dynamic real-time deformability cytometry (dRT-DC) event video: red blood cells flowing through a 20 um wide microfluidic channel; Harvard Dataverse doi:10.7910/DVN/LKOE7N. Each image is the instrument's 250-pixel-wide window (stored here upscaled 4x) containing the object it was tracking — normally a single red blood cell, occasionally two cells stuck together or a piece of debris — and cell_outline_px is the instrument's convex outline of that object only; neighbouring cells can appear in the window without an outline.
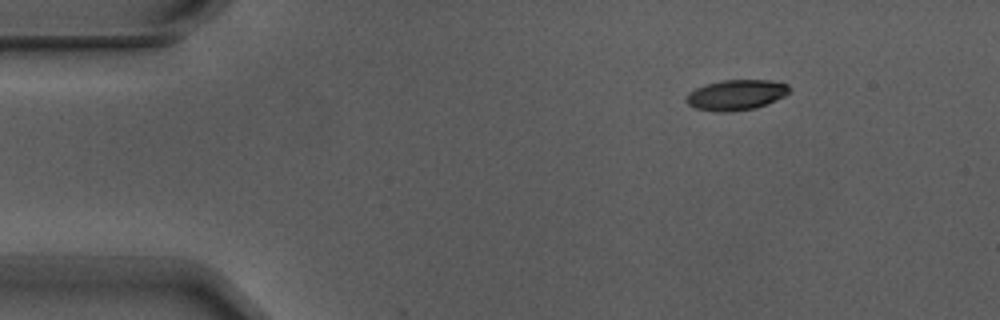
{"species": "Egyptian fruit bat (a non-hibernating species)", "species_latin": "Rousettus aegyptiacus", "temperature_condition": "warm", "stored_images_in_passage": 3, "camera_frame_rate_fps": 3000, "um_per_image_px": 0.085, "animal": {"sex": "male"}, "frame": {"image": 1, "passage_image": 1, "time_ms": 0.0, "image_size_px": [1000, 320], "cell_outline_px": [[792, 88], [784, 96], [756, 108], [728, 112], [720, 112], [696, 108], [688, 104], [684, 100], [688, 92], [696, 88], [720, 80], [772, 80], [788, 84]], "centroid_in_image_um": [62.57, 8.06], "position_along_channel_um": 22.4, "area_um2": 18.26}}